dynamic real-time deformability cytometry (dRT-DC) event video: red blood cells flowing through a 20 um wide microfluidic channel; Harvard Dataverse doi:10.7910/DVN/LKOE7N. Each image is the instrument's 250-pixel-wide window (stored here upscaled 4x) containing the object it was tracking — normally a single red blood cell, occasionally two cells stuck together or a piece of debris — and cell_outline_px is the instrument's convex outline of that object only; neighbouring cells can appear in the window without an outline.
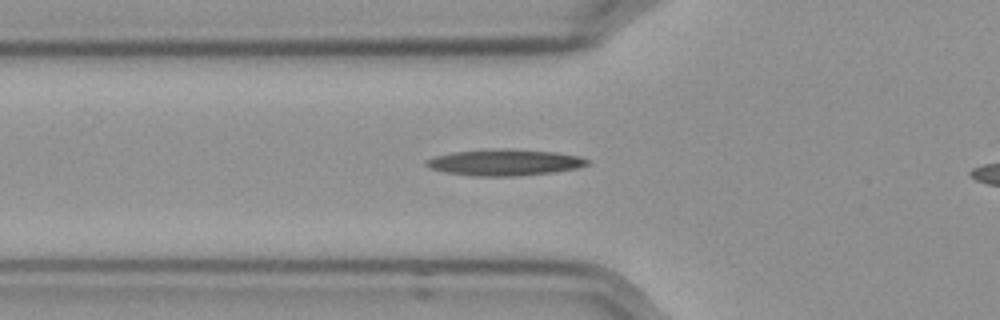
{"species": "Egyptian fruit bat (a non-hibernating species)", "species_latin": "Rousettus aegyptiacus", "temperature_condition": "cold", "stored_images_in_passage": 34, "camera_frame_rate_fps": 3000, "um_per_image_px": 0.085, "frame": {"image": 1, "passage_image": 3, "time_ms": 0.667, "image_size_px": [1000, 320], "cell_outline_px": [[588, 164], [576, 168], [552, 172], [516, 176], [472, 176], [448, 172], [428, 168], [424, 164], [424, 160], [436, 156], [452, 152], [508, 148], [556, 152], [580, 156], [588, 160]], "centroid_in_image_um": [42.87, 13.8], "position_along_channel_um": 82.9, "area_um2": 24.57}}
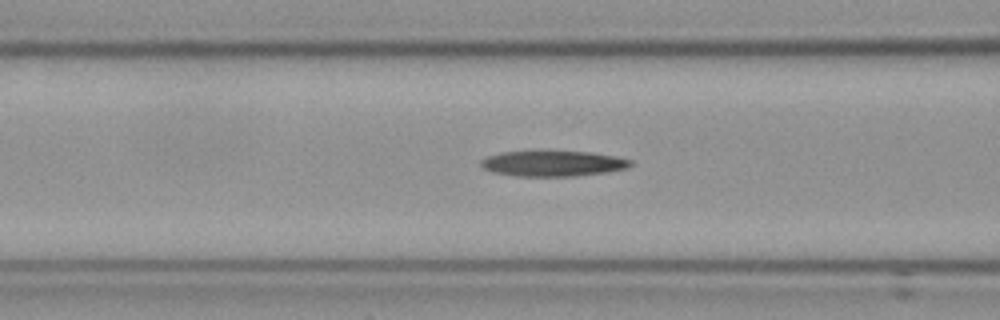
{"frame": {"image": 2, "passage_image": 6, "time_ms": 1.667, "image_size_px": [1000, 320], "cell_outline_px": [[632, 164], [628, 168], [608, 172], [572, 176], [516, 176], [496, 172], [484, 168], [480, 164], [480, 160], [488, 156], [500, 152], [588, 152], [612, 156], [632, 160]], "centroid_in_image_um": [47.01, 13.91], "position_along_channel_um": 119.6, "area_um2": 21.85}}
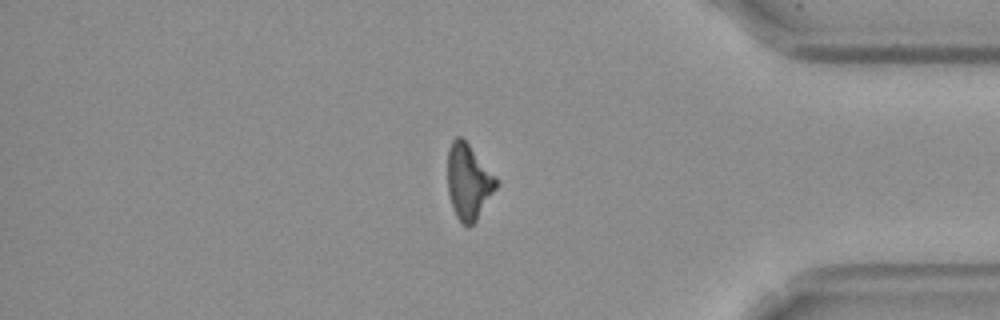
{"frame": {"image": 3, "passage_image": 31, "time_ms": 10.0, "image_size_px": [1000, 320], "cell_outline_px": [[496, 188], [476, 220], [468, 228], [456, 216], [448, 192], [448, 148], [452, 140], [456, 136], [460, 136], [468, 144], [496, 176]], "centroid_in_image_um": [39.81, 15.43], "position_along_channel_um": 395.4, "area_um2": 20.92}}